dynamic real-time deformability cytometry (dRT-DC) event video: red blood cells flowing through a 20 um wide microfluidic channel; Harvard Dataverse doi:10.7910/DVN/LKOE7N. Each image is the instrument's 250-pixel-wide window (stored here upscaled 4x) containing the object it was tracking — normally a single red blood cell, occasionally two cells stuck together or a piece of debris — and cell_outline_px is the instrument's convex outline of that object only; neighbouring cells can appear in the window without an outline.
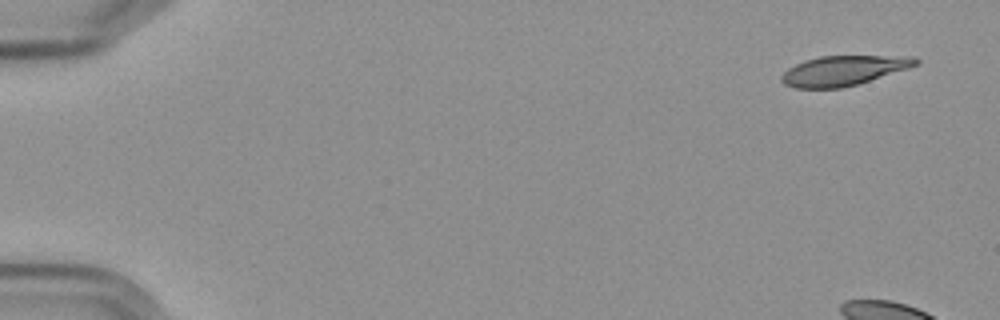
{"species": "Egyptian fruit bat (a non-hibernating species)", "species_latin": "Rousettus aegyptiacus", "temperature_condition": "cold", "stored_images_in_passage": 6, "camera_frame_rate_fps": 3000, "um_per_image_px": 0.085, "frame": {"image": 1, "passage_image": 1, "time_ms": 0.0, "image_size_px": [1000, 320], "cell_outline_px": [[920, 64], [908, 68], [856, 84], [840, 88], [796, 88], [784, 84], [780, 80], [780, 76], [788, 68], [804, 60], [820, 56], [916, 56], [920, 60]], "centroid_in_image_um": [71.69, 5.99], "position_along_channel_um": 13.3, "area_um2": 23.24}}
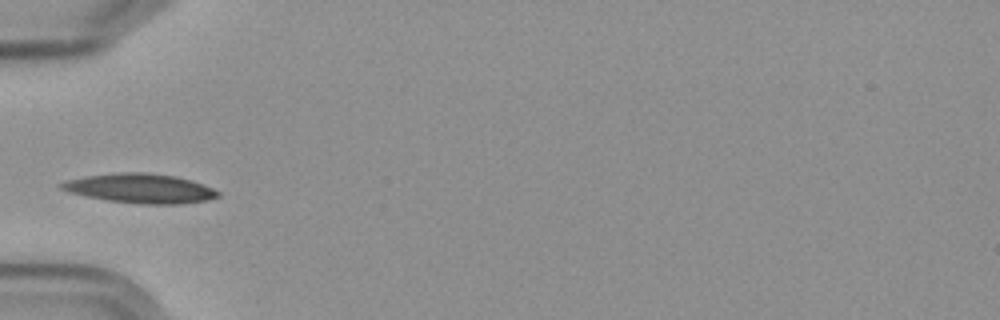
{"frame": {"image": 2, "passage_image": 6, "time_ms": 6.667, "image_size_px": [1000, 320], "cell_outline_px": [[220, 196], [208, 200], [180, 204], [140, 204], [108, 200], [68, 192], [60, 188], [60, 184], [64, 180], [88, 176], [120, 172], [144, 172], [176, 176], [192, 180], [212, 188], [220, 192]], "centroid_in_image_um": [11.95, 16.01], "position_along_channel_um": 73.1, "area_um2": 26.76}}